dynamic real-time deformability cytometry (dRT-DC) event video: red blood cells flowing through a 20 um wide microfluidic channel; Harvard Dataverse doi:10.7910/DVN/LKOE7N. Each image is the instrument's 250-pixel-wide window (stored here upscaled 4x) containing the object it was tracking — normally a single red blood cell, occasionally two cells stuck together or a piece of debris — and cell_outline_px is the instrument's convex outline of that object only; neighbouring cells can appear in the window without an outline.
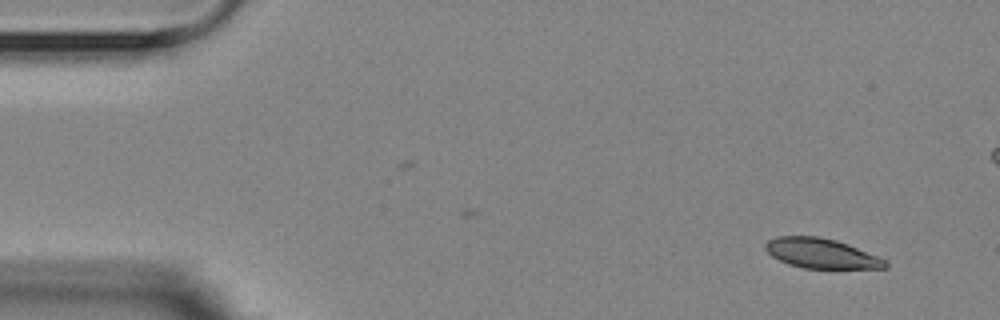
{"species": "Egyptian fruit bat (a non-hibernating species)", "species_latin": "Rousettus aegyptiacus", "temperature_condition": "room temperature", "stored_images_in_passage": 4, "camera_frame_rate_fps": 3000, "um_per_image_px": 0.085, "animal": {"sex": "female"}, "frame": {"image": 1, "passage_image": 4, "time_ms": 3.667, "image_size_px": [1000, 320], "cell_outline_px": [[888, 268], [804, 268], [788, 264], [772, 256], [764, 248], [764, 244], [768, 240], [776, 236], [820, 236], [836, 240], [848, 244], [888, 260]], "centroid_in_image_um": [69.81, 21.53], "position_along_channel_um": 15.2, "area_um2": 20.92}}